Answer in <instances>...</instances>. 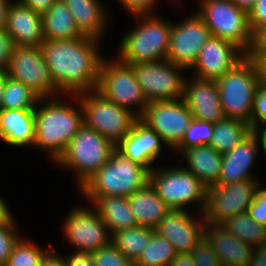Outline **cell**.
<instances>
[{"label":"cell","mask_w":266,"mask_h":266,"mask_svg":"<svg viewBox=\"0 0 266 266\" xmlns=\"http://www.w3.org/2000/svg\"><path fill=\"white\" fill-rule=\"evenodd\" d=\"M23 5L30 7L40 14L45 13L55 0H18Z\"/></svg>","instance_id":"cell-48"},{"label":"cell","mask_w":266,"mask_h":266,"mask_svg":"<svg viewBox=\"0 0 266 266\" xmlns=\"http://www.w3.org/2000/svg\"><path fill=\"white\" fill-rule=\"evenodd\" d=\"M103 42L84 35L70 40L44 41L40 45L51 78L61 94L77 95L97 90L105 57L101 48Z\"/></svg>","instance_id":"cell-1"},{"label":"cell","mask_w":266,"mask_h":266,"mask_svg":"<svg viewBox=\"0 0 266 266\" xmlns=\"http://www.w3.org/2000/svg\"><path fill=\"white\" fill-rule=\"evenodd\" d=\"M260 142L261 158L266 160V125L253 129Z\"/></svg>","instance_id":"cell-52"},{"label":"cell","mask_w":266,"mask_h":266,"mask_svg":"<svg viewBox=\"0 0 266 266\" xmlns=\"http://www.w3.org/2000/svg\"><path fill=\"white\" fill-rule=\"evenodd\" d=\"M119 4L122 6L123 10L126 11V14L135 16V15H149V14H158L157 10L161 0H118ZM166 3L170 2L175 4L174 6L178 7L180 4L182 8L183 0H165ZM168 1V2H167ZM178 3V4H177ZM156 11V12H155Z\"/></svg>","instance_id":"cell-39"},{"label":"cell","mask_w":266,"mask_h":266,"mask_svg":"<svg viewBox=\"0 0 266 266\" xmlns=\"http://www.w3.org/2000/svg\"><path fill=\"white\" fill-rule=\"evenodd\" d=\"M64 253H66L64 255ZM62 254L65 261V266H95V262L92 257V253L88 252H77V251H66Z\"/></svg>","instance_id":"cell-46"},{"label":"cell","mask_w":266,"mask_h":266,"mask_svg":"<svg viewBox=\"0 0 266 266\" xmlns=\"http://www.w3.org/2000/svg\"><path fill=\"white\" fill-rule=\"evenodd\" d=\"M1 109H35L40 97L22 82L6 78Z\"/></svg>","instance_id":"cell-33"},{"label":"cell","mask_w":266,"mask_h":266,"mask_svg":"<svg viewBox=\"0 0 266 266\" xmlns=\"http://www.w3.org/2000/svg\"><path fill=\"white\" fill-rule=\"evenodd\" d=\"M252 131L248 123L237 119L225 118L214 124V131L209 145L223 155L238 146Z\"/></svg>","instance_id":"cell-30"},{"label":"cell","mask_w":266,"mask_h":266,"mask_svg":"<svg viewBox=\"0 0 266 266\" xmlns=\"http://www.w3.org/2000/svg\"><path fill=\"white\" fill-rule=\"evenodd\" d=\"M245 57L246 54L235 44L211 35L188 74L199 79L217 80Z\"/></svg>","instance_id":"cell-17"},{"label":"cell","mask_w":266,"mask_h":266,"mask_svg":"<svg viewBox=\"0 0 266 266\" xmlns=\"http://www.w3.org/2000/svg\"><path fill=\"white\" fill-rule=\"evenodd\" d=\"M92 206L98 211L111 235L123 229L139 226L130 208L128 197H99Z\"/></svg>","instance_id":"cell-28"},{"label":"cell","mask_w":266,"mask_h":266,"mask_svg":"<svg viewBox=\"0 0 266 266\" xmlns=\"http://www.w3.org/2000/svg\"><path fill=\"white\" fill-rule=\"evenodd\" d=\"M264 181L217 184L207 188L203 218L208 224H222L230 217L248 212L256 189Z\"/></svg>","instance_id":"cell-14"},{"label":"cell","mask_w":266,"mask_h":266,"mask_svg":"<svg viewBox=\"0 0 266 266\" xmlns=\"http://www.w3.org/2000/svg\"><path fill=\"white\" fill-rule=\"evenodd\" d=\"M188 75L184 82L182 100L191 111L193 118L214 124L224 120L226 116L216 80L199 79Z\"/></svg>","instance_id":"cell-21"},{"label":"cell","mask_w":266,"mask_h":266,"mask_svg":"<svg viewBox=\"0 0 266 266\" xmlns=\"http://www.w3.org/2000/svg\"><path fill=\"white\" fill-rule=\"evenodd\" d=\"M95 266H135L125 254L120 252L113 243L92 252Z\"/></svg>","instance_id":"cell-38"},{"label":"cell","mask_w":266,"mask_h":266,"mask_svg":"<svg viewBox=\"0 0 266 266\" xmlns=\"http://www.w3.org/2000/svg\"><path fill=\"white\" fill-rule=\"evenodd\" d=\"M239 8L249 12L257 0H232Z\"/></svg>","instance_id":"cell-54"},{"label":"cell","mask_w":266,"mask_h":266,"mask_svg":"<svg viewBox=\"0 0 266 266\" xmlns=\"http://www.w3.org/2000/svg\"><path fill=\"white\" fill-rule=\"evenodd\" d=\"M14 47L13 40L6 29H0V71L7 70Z\"/></svg>","instance_id":"cell-44"},{"label":"cell","mask_w":266,"mask_h":266,"mask_svg":"<svg viewBox=\"0 0 266 266\" xmlns=\"http://www.w3.org/2000/svg\"><path fill=\"white\" fill-rule=\"evenodd\" d=\"M170 266H195L191 253L177 254Z\"/></svg>","instance_id":"cell-50"},{"label":"cell","mask_w":266,"mask_h":266,"mask_svg":"<svg viewBox=\"0 0 266 266\" xmlns=\"http://www.w3.org/2000/svg\"><path fill=\"white\" fill-rule=\"evenodd\" d=\"M135 15V24L121 35L115 56L128 65L166 60L172 20L161 14Z\"/></svg>","instance_id":"cell-3"},{"label":"cell","mask_w":266,"mask_h":266,"mask_svg":"<svg viewBox=\"0 0 266 266\" xmlns=\"http://www.w3.org/2000/svg\"><path fill=\"white\" fill-rule=\"evenodd\" d=\"M248 266H266V245L254 247Z\"/></svg>","instance_id":"cell-49"},{"label":"cell","mask_w":266,"mask_h":266,"mask_svg":"<svg viewBox=\"0 0 266 266\" xmlns=\"http://www.w3.org/2000/svg\"><path fill=\"white\" fill-rule=\"evenodd\" d=\"M222 158L210 145H202L185 149L175 161L183 162V167L209 188L219 182Z\"/></svg>","instance_id":"cell-26"},{"label":"cell","mask_w":266,"mask_h":266,"mask_svg":"<svg viewBox=\"0 0 266 266\" xmlns=\"http://www.w3.org/2000/svg\"><path fill=\"white\" fill-rule=\"evenodd\" d=\"M184 19L172 21L166 60L189 71L211 32L194 10Z\"/></svg>","instance_id":"cell-16"},{"label":"cell","mask_w":266,"mask_h":266,"mask_svg":"<svg viewBox=\"0 0 266 266\" xmlns=\"http://www.w3.org/2000/svg\"><path fill=\"white\" fill-rule=\"evenodd\" d=\"M155 233L154 228L145 226L123 229L112 235V243L135 263Z\"/></svg>","instance_id":"cell-31"},{"label":"cell","mask_w":266,"mask_h":266,"mask_svg":"<svg viewBox=\"0 0 266 266\" xmlns=\"http://www.w3.org/2000/svg\"><path fill=\"white\" fill-rule=\"evenodd\" d=\"M128 200L139 226L155 228L171 211L149 182L129 196Z\"/></svg>","instance_id":"cell-27"},{"label":"cell","mask_w":266,"mask_h":266,"mask_svg":"<svg viewBox=\"0 0 266 266\" xmlns=\"http://www.w3.org/2000/svg\"><path fill=\"white\" fill-rule=\"evenodd\" d=\"M266 56V25L257 28L252 33V42L246 57L254 60L256 57Z\"/></svg>","instance_id":"cell-43"},{"label":"cell","mask_w":266,"mask_h":266,"mask_svg":"<svg viewBox=\"0 0 266 266\" xmlns=\"http://www.w3.org/2000/svg\"><path fill=\"white\" fill-rule=\"evenodd\" d=\"M45 41L70 40L84 36L62 0H56L42 14Z\"/></svg>","instance_id":"cell-29"},{"label":"cell","mask_w":266,"mask_h":266,"mask_svg":"<svg viewBox=\"0 0 266 266\" xmlns=\"http://www.w3.org/2000/svg\"><path fill=\"white\" fill-rule=\"evenodd\" d=\"M12 210L3 196L0 195V224L5 222L11 215Z\"/></svg>","instance_id":"cell-53"},{"label":"cell","mask_w":266,"mask_h":266,"mask_svg":"<svg viewBox=\"0 0 266 266\" xmlns=\"http://www.w3.org/2000/svg\"><path fill=\"white\" fill-rule=\"evenodd\" d=\"M249 125L252 130L266 125V88L261 85H259L254 95Z\"/></svg>","instance_id":"cell-40"},{"label":"cell","mask_w":266,"mask_h":266,"mask_svg":"<svg viewBox=\"0 0 266 266\" xmlns=\"http://www.w3.org/2000/svg\"><path fill=\"white\" fill-rule=\"evenodd\" d=\"M54 246L41 259L40 266H65L63 256Z\"/></svg>","instance_id":"cell-47"},{"label":"cell","mask_w":266,"mask_h":266,"mask_svg":"<svg viewBox=\"0 0 266 266\" xmlns=\"http://www.w3.org/2000/svg\"><path fill=\"white\" fill-rule=\"evenodd\" d=\"M176 255L172 244L155 233L148 247L135 262V266H170Z\"/></svg>","instance_id":"cell-35"},{"label":"cell","mask_w":266,"mask_h":266,"mask_svg":"<svg viewBox=\"0 0 266 266\" xmlns=\"http://www.w3.org/2000/svg\"><path fill=\"white\" fill-rule=\"evenodd\" d=\"M8 77L6 71H0V109H1V104L3 101V91H4V86L6 83V78Z\"/></svg>","instance_id":"cell-55"},{"label":"cell","mask_w":266,"mask_h":266,"mask_svg":"<svg viewBox=\"0 0 266 266\" xmlns=\"http://www.w3.org/2000/svg\"><path fill=\"white\" fill-rule=\"evenodd\" d=\"M195 266H222L213 249L203 238L191 252Z\"/></svg>","instance_id":"cell-41"},{"label":"cell","mask_w":266,"mask_h":266,"mask_svg":"<svg viewBox=\"0 0 266 266\" xmlns=\"http://www.w3.org/2000/svg\"><path fill=\"white\" fill-rule=\"evenodd\" d=\"M203 238L222 266H248L254 247L235 237L222 224L205 223Z\"/></svg>","instance_id":"cell-22"},{"label":"cell","mask_w":266,"mask_h":266,"mask_svg":"<svg viewBox=\"0 0 266 266\" xmlns=\"http://www.w3.org/2000/svg\"><path fill=\"white\" fill-rule=\"evenodd\" d=\"M114 149L115 146L103 135L83 125L54 166L70 171L77 190L108 162Z\"/></svg>","instance_id":"cell-6"},{"label":"cell","mask_w":266,"mask_h":266,"mask_svg":"<svg viewBox=\"0 0 266 266\" xmlns=\"http://www.w3.org/2000/svg\"><path fill=\"white\" fill-rule=\"evenodd\" d=\"M14 213L0 224V266H5L14 246L23 236L19 234V222Z\"/></svg>","instance_id":"cell-37"},{"label":"cell","mask_w":266,"mask_h":266,"mask_svg":"<svg viewBox=\"0 0 266 266\" xmlns=\"http://www.w3.org/2000/svg\"><path fill=\"white\" fill-rule=\"evenodd\" d=\"M83 109L84 125L96 130L116 146L139 119L129 110L106 99L100 92L77 94Z\"/></svg>","instance_id":"cell-10"},{"label":"cell","mask_w":266,"mask_h":266,"mask_svg":"<svg viewBox=\"0 0 266 266\" xmlns=\"http://www.w3.org/2000/svg\"><path fill=\"white\" fill-rule=\"evenodd\" d=\"M260 156V142L258 136L252 131L233 150L223 154L218 184L252 180L264 181V177H259L257 171L255 173L254 170L256 164H260L258 162Z\"/></svg>","instance_id":"cell-19"},{"label":"cell","mask_w":266,"mask_h":266,"mask_svg":"<svg viewBox=\"0 0 266 266\" xmlns=\"http://www.w3.org/2000/svg\"><path fill=\"white\" fill-rule=\"evenodd\" d=\"M261 183L256 189L255 197L248 213L259 224L266 226V184Z\"/></svg>","instance_id":"cell-42"},{"label":"cell","mask_w":266,"mask_h":266,"mask_svg":"<svg viewBox=\"0 0 266 266\" xmlns=\"http://www.w3.org/2000/svg\"><path fill=\"white\" fill-rule=\"evenodd\" d=\"M178 163L157 164L149 172V183L171 210L203 213L207 187Z\"/></svg>","instance_id":"cell-5"},{"label":"cell","mask_w":266,"mask_h":266,"mask_svg":"<svg viewBox=\"0 0 266 266\" xmlns=\"http://www.w3.org/2000/svg\"><path fill=\"white\" fill-rule=\"evenodd\" d=\"M167 146L161 137L138 119L132 130L115 146L128 159L143 166L151 172L159 163L160 156H164ZM164 149V150H163Z\"/></svg>","instance_id":"cell-20"},{"label":"cell","mask_w":266,"mask_h":266,"mask_svg":"<svg viewBox=\"0 0 266 266\" xmlns=\"http://www.w3.org/2000/svg\"><path fill=\"white\" fill-rule=\"evenodd\" d=\"M249 25L252 33L259 27L266 25V0H257L248 12Z\"/></svg>","instance_id":"cell-45"},{"label":"cell","mask_w":266,"mask_h":266,"mask_svg":"<svg viewBox=\"0 0 266 266\" xmlns=\"http://www.w3.org/2000/svg\"><path fill=\"white\" fill-rule=\"evenodd\" d=\"M5 29L14 46H40L45 41L42 14L18 0L11 3Z\"/></svg>","instance_id":"cell-23"},{"label":"cell","mask_w":266,"mask_h":266,"mask_svg":"<svg viewBox=\"0 0 266 266\" xmlns=\"http://www.w3.org/2000/svg\"><path fill=\"white\" fill-rule=\"evenodd\" d=\"M6 72L9 78L22 82L40 98L62 95L51 78L40 46H15Z\"/></svg>","instance_id":"cell-13"},{"label":"cell","mask_w":266,"mask_h":266,"mask_svg":"<svg viewBox=\"0 0 266 266\" xmlns=\"http://www.w3.org/2000/svg\"><path fill=\"white\" fill-rule=\"evenodd\" d=\"M171 152L181 143L193 115L182 99L149 102L139 118Z\"/></svg>","instance_id":"cell-15"},{"label":"cell","mask_w":266,"mask_h":266,"mask_svg":"<svg viewBox=\"0 0 266 266\" xmlns=\"http://www.w3.org/2000/svg\"><path fill=\"white\" fill-rule=\"evenodd\" d=\"M214 131V123L193 118L185 131L181 143L170 153L178 156L185 150L202 145H209Z\"/></svg>","instance_id":"cell-36"},{"label":"cell","mask_w":266,"mask_h":266,"mask_svg":"<svg viewBox=\"0 0 266 266\" xmlns=\"http://www.w3.org/2000/svg\"><path fill=\"white\" fill-rule=\"evenodd\" d=\"M34 121L35 141L31 150L45 152L50 163L55 164L84 125L78 95L40 98L35 107Z\"/></svg>","instance_id":"cell-2"},{"label":"cell","mask_w":266,"mask_h":266,"mask_svg":"<svg viewBox=\"0 0 266 266\" xmlns=\"http://www.w3.org/2000/svg\"><path fill=\"white\" fill-rule=\"evenodd\" d=\"M14 0H0V29H4L7 23L8 11Z\"/></svg>","instance_id":"cell-51"},{"label":"cell","mask_w":266,"mask_h":266,"mask_svg":"<svg viewBox=\"0 0 266 266\" xmlns=\"http://www.w3.org/2000/svg\"><path fill=\"white\" fill-rule=\"evenodd\" d=\"M82 204L70 207L59 229L72 251L92 253L111 244L112 235L92 204Z\"/></svg>","instance_id":"cell-11"},{"label":"cell","mask_w":266,"mask_h":266,"mask_svg":"<svg viewBox=\"0 0 266 266\" xmlns=\"http://www.w3.org/2000/svg\"><path fill=\"white\" fill-rule=\"evenodd\" d=\"M149 182V171L125 157L116 148L108 162L87 179L76 191L88 204L99 197H129Z\"/></svg>","instance_id":"cell-4"},{"label":"cell","mask_w":266,"mask_h":266,"mask_svg":"<svg viewBox=\"0 0 266 266\" xmlns=\"http://www.w3.org/2000/svg\"><path fill=\"white\" fill-rule=\"evenodd\" d=\"M34 113L35 109H0V140L4 145L13 149L33 147L35 141Z\"/></svg>","instance_id":"cell-25"},{"label":"cell","mask_w":266,"mask_h":266,"mask_svg":"<svg viewBox=\"0 0 266 266\" xmlns=\"http://www.w3.org/2000/svg\"><path fill=\"white\" fill-rule=\"evenodd\" d=\"M196 14L202 19L212 36L229 41L245 54L252 42L248 12L232 0H196Z\"/></svg>","instance_id":"cell-8"},{"label":"cell","mask_w":266,"mask_h":266,"mask_svg":"<svg viewBox=\"0 0 266 266\" xmlns=\"http://www.w3.org/2000/svg\"><path fill=\"white\" fill-rule=\"evenodd\" d=\"M204 225L203 213L171 210L154 229L182 254L191 253L203 239Z\"/></svg>","instance_id":"cell-18"},{"label":"cell","mask_w":266,"mask_h":266,"mask_svg":"<svg viewBox=\"0 0 266 266\" xmlns=\"http://www.w3.org/2000/svg\"><path fill=\"white\" fill-rule=\"evenodd\" d=\"M148 102L183 99L188 71L169 60L131 65Z\"/></svg>","instance_id":"cell-12"},{"label":"cell","mask_w":266,"mask_h":266,"mask_svg":"<svg viewBox=\"0 0 266 266\" xmlns=\"http://www.w3.org/2000/svg\"><path fill=\"white\" fill-rule=\"evenodd\" d=\"M97 91L106 99L140 118L148 105L131 65L115 55L102 60Z\"/></svg>","instance_id":"cell-9"},{"label":"cell","mask_w":266,"mask_h":266,"mask_svg":"<svg viewBox=\"0 0 266 266\" xmlns=\"http://www.w3.org/2000/svg\"><path fill=\"white\" fill-rule=\"evenodd\" d=\"M83 35L104 40L112 16L102 0H62ZM103 38V39H102Z\"/></svg>","instance_id":"cell-24"},{"label":"cell","mask_w":266,"mask_h":266,"mask_svg":"<svg viewBox=\"0 0 266 266\" xmlns=\"http://www.w3.org/2000/svg\"><path fill=\"white\" fill-rule=\"evenodd\" d=\"M222 225L235 237L253 247L266 245V226L256 222L248 212L232 216Z\"/></svg>","instance_id":"cell-32"},{"label":"cell","mask_w":266,"mask_h":266,"mask_svg":"<svg viewBox=\"0 0 266 266\" xmlns=\"http://www.w3.org/2000/svg\"><path fill=\"white\" fill-rule=\"evenodd\" d=\"M29 236H22L14 246L5 266H40L41 259L54 246H40Z\"/></svg>","instance_id":"cell-34"},{"label":"cell","mask_w":266,"mask_h":266,"mask_svg":"<svg viewBox=\"0 0 266 266\" xmlns=\"http://www.w3.org/2000/svg\"><path fill=\"white\" fill-rule=\"evenodd\" d=\"M226 118L250 122L254 95L260 85L253 60L245 57L232 70L216 80Z\"/></svg>","instance_id":"cell-7"}]
</instances>
